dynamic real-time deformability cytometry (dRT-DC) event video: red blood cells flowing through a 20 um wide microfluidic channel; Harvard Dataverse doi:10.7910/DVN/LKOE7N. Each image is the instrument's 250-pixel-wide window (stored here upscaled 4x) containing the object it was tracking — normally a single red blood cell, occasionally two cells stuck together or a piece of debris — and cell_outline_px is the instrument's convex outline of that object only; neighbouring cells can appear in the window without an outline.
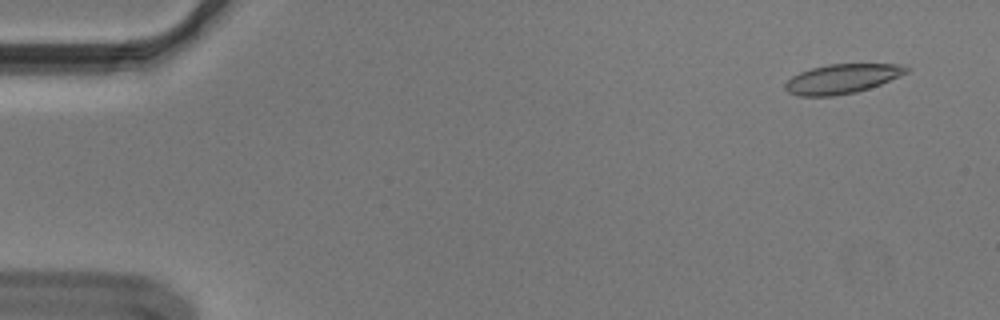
{"species": "Egyptian fruit bat (a non-hibernating species)", "species_latin": "Rousettus aegyptiacus", "temperature_condition": "cold", "stored_images_in_passage": 56, "segment_of_instrument_passage": [1, 2], "camera_frame_rate_fps": 3000, "um_per_image_px": 0.085, "animal": {"sex": "male"}, "frame": {"image": 1, "passage_image": 4, "time_ms": 1.0, "image_size_px": [1000, 320], "cell_outline_px": [[908, 72], [900, 76], [880, 84], [856, 92], [832, 96], [800, 96], [788, 92], [784, 88], [784, 84], [792, 76], [800, 72], [812, 68], [828, 64], [896, 64], [908, 68]], "centroid_in_image_um": [71.53, 6.7], "position_along_channel_um": 13.5, "area_um2": 20.58}}
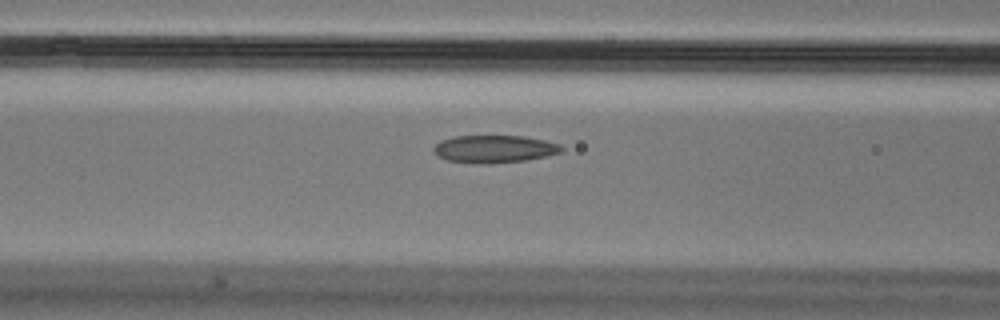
{"frame": {"image": 2, "passage_image": 23, "time_ms": 7.333, "image_size_px": [1000, 320], "cell_outline_px": [[564, 148], [560, 152], [544, 156], [524, 160], [448, 160], [440, 156], [432, 148], [440, 140], [452, 136], [524, 136], [544, 140], [560, 144]], "centroid_in_image_um": [42.05, 12.58], "position_along_channel_um": 124.5, "area_um2": 19.13}}
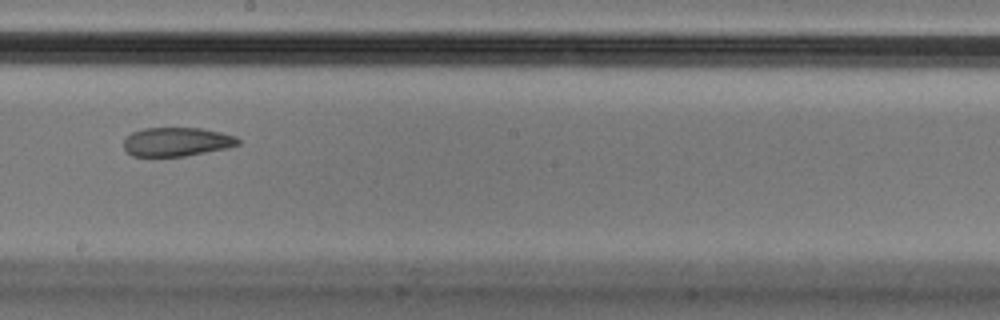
{"frame": {"image": 3, "passage_image": 32, "time_ms": 10.333, "image_size_px": [1000, 320], "cell_outline_px": [[240, 144], [228, 148], [184, 156], [132, 156], [124, 148], [124, 140], [132, 132], [144, 128], [204, 128], [236, 136], [240, 140]], "centroid_in_image_um": [15.05, 12.05], "position_along_channel_um": 233.2, "area_um2": 19.25}}